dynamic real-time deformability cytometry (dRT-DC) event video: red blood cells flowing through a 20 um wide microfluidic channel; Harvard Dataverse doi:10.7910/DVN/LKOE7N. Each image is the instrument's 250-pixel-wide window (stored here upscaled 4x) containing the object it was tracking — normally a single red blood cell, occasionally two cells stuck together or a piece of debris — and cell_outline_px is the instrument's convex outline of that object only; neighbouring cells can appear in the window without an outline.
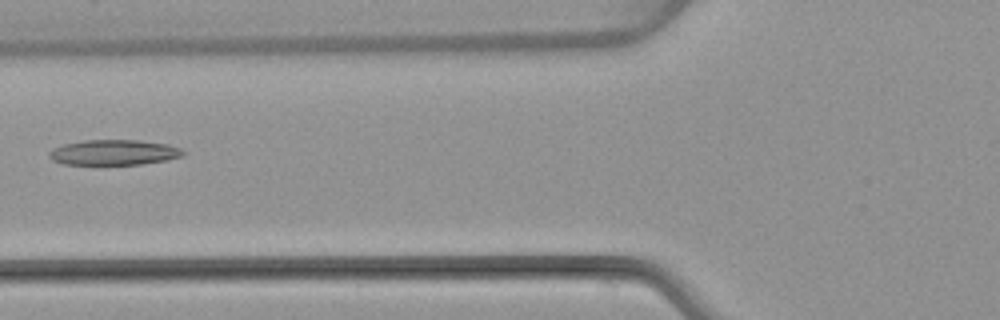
{"species": "common noctule bat (a hibernating species)", "species_latin": "Nyctalus noctula", "temperature_condition": "warm", "stored_images_in_passage": 5, "camera_frame_rate_fps": 3000, "um_per_image_px": 0.085, "animal": {"sex": "female", "body_mass_g": 22.7, "forearm_length_mm": 54.2}, "frame": {"image": 1, "passage_image": 5, "time_ms": 5.667, "image_size_px": [1000, 320], "cell_outline_px": [[188, 152], [184, 156], [168, 160], [140, 164], [64, 164], [52, 160], [48, 156], [48, 152], [52, 148], [64, 144], [84, 140], [140, 140], [168, 144], [180, 148]], "centroid_in_image_um": [9.72, 12.95], "position_along_channel_um": 116.1, "area_um2": 19.94}}